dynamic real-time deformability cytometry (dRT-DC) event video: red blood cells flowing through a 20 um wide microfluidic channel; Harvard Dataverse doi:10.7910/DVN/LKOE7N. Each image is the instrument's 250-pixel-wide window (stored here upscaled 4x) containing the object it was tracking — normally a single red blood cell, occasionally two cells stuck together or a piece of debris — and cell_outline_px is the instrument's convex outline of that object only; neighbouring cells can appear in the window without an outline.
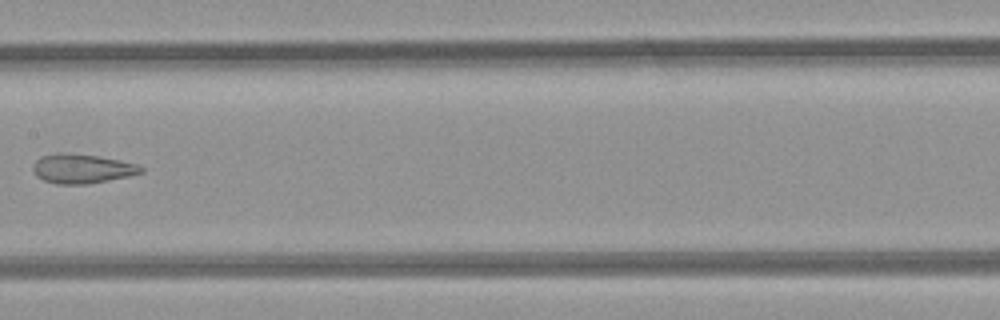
{"species": "common noctule bat (a hibernating species)", "species_latin": "Nyctalus noctula", "temperature_condition": "room temperature", "stored_images_in_passage": 8, "camera_frame_rate_fps": 3000, "um_per_image_px": 0.085, "animal": {"sex": "female", "body_mass_g": 21.9}, "frame": {"image": 1, "passage_image": 8, "time_ms": 2.333, "image_size_px": [1000, 320], "cell_outline_px": [[144, 172], [128, 176], [88, 184], [56, 184], [44, 180], [36, 176], [32, 168], [32, 164], [40, 156], [56, 152], [60, 152], [100, 156], [120, 160], [136, 164], [144, 168]], "centroid_in_image_um": [6.94, 14.33], "position_along_channel_um": 200.5, "area_um2": 18.61}}